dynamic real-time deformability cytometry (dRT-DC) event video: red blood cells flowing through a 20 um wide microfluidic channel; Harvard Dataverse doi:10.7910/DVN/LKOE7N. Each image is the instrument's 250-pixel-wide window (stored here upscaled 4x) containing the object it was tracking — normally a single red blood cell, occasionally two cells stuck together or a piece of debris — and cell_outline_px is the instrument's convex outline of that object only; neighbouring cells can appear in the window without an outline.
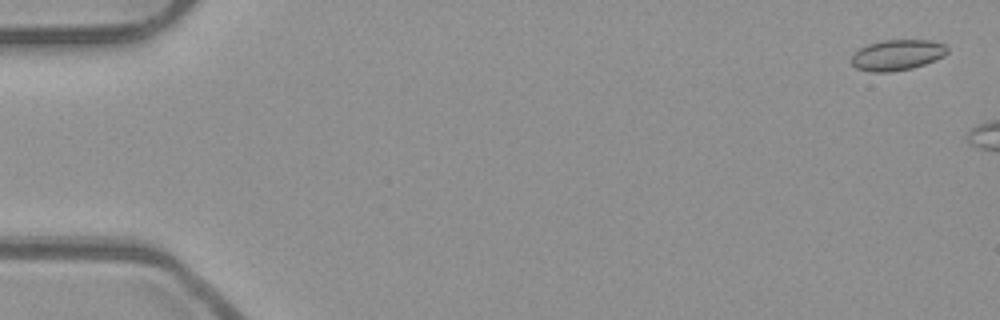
{"species": "common noctule bat (a hibernating species)", "species_latin": "Nyctalus noctula", "temperature_condition": "room temperature", "stored_images_in_passage": 8, "camera_frame_rate_fps": 3000, "um_per_image_px": 0.085, "animal": {"sex": "male", "body_mass_g": 23.1, "forearm_length_mm": 52.7}, "frame": {"image": 1, "passage_image": 2, "time_ms": 0.333, "image_size_px": [1000, 320], "cell_outline_px": [[948, 52], [944, 56], [936, 60], [912, 68], [892, 72], [872, 72], [856, 68], [852, 64], [852, 56], [860, 48], [868, 44], [884, 40], [932, 40], [944, 44], [948, 48]], "centroid_in_image_um": [76.29, 4.67], "position_along_channel_um": 8.7, "area_um2": 17.17}}